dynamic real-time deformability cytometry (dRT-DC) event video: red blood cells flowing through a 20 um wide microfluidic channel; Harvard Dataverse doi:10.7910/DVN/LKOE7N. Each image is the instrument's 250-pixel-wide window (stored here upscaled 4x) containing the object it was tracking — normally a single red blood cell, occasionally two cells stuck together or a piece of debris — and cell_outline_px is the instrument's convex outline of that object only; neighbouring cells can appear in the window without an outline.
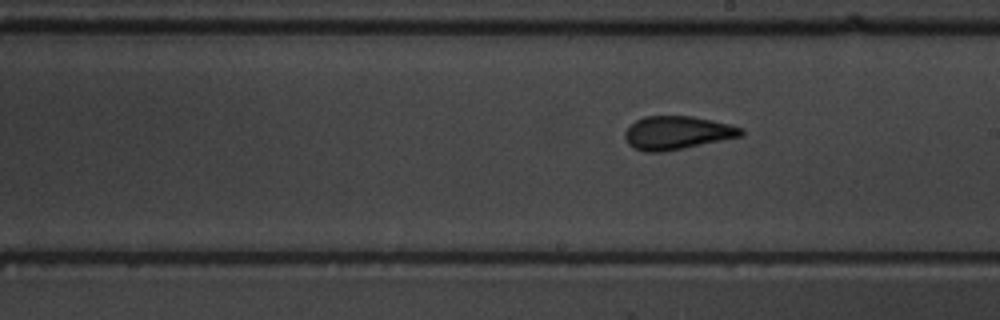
{"species": "common noctule bat (a hibernating species)", "species_latin": "Nyctalus noctula", "temperature_condition": "warm", "stored_images_in_passage": 28, "camera_frame_rate_fps": 3000, "um_per_image_px": 0.085, "animal": {"sex": "male", "body_mass_g": 19.5, "forearm_length_mm": 54.6}, "frame": {"image": 1, "passage_image": 28, "time_ms": 9.0, "image_size_px": [1000, 320], "cell_outline_px": [[744, 132], [740, 136], [684, 148], [664, 152], [644, 152], [632, 148], [628, 144], [624, 136], [624, 132], [636, 120], [644, 116], [692, 116], [732, 124], [744, 128]], "centroid_in_image_um": [57.54, 11.29], "position_along_channel_um": 231.5, "area_um2": 22.66}}